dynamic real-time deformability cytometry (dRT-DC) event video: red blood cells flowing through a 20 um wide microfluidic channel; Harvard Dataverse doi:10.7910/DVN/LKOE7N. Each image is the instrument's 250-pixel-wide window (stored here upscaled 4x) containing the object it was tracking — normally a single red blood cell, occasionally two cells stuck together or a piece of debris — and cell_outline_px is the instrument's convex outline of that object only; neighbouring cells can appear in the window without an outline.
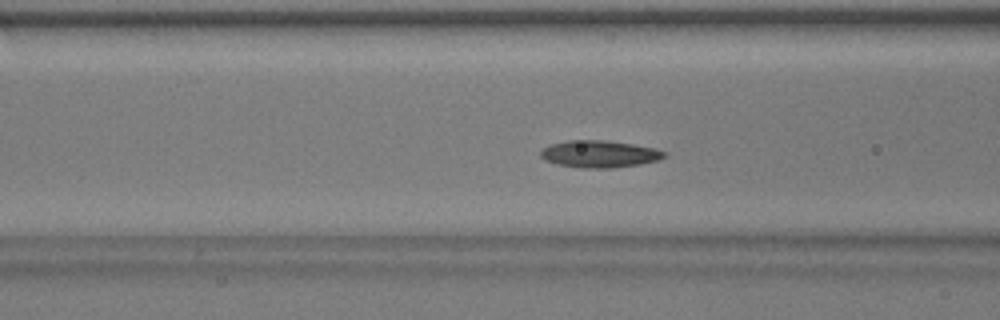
{"species": "common noctule bat (a hibernating species)", "species_latin": "Nyctalus noctula", "temperature_condition": "warm", "stored_images_in_passage": 29, "camera_frame_rate_fps": 3000, "um_per_image_px": 0.085, "animal": {"sex": "male", "body_mass_g": 17.9}, "frame": {"image": 1, "passage_image": 4, "time_ms": 1.0, "image_size_px": [1000, 320], "cell_outline_px": [[668, 156], [660, 160], [640, 164], [608, 168], [584, 168], [556, 164], [544, 160], [540, 156], [540, 152], [544, 148], [552, 144], [568, 140], [604, 140], [632, 144], [652, 148], [668, 152]], "centroid_in_image_um": [50.97, 13.09], "position_along_channel_um": 115.6, "area_um2": 19.48}}
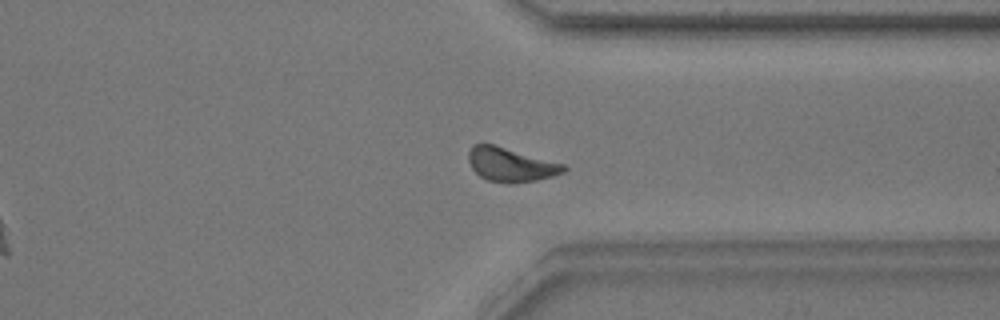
{"frame": {"image": 2, "passage_image": 24, "time_ms": 7.667, "image_size_px": [1000, 320], "cell_outline_px": [[568, 168], [564, 172], [552, 176], [536, 180], [512, 184], [508, 184], [488, 180], [480, 176], [472, 168], [468, 160], [468, 152], [472, 144], [492, 144], [564, 164]], "centroid_in_image_um": [43.39, 14.0], "position_along_channel_um": 368.0, "area_um2": 18.73}}
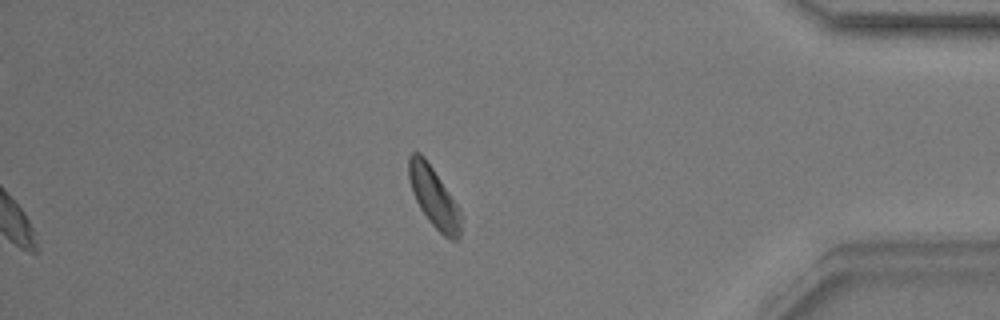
{"frame": {"image": 3, "passage_image": 29, "time_ms": 9.333, "image_size_px": [1000, 320], "cell_outline_px": [[460, 236], [456, 240], [452, 240], [444, 236], [428, 220], [420, 208], [412, 192], [408, 176], [408, 156], [412, 152], [420, 152], [424, 156], [460, 208]], "centroid_in_image_um": [36.86, 16.74], "position_along_channel_um": 398.3, "area_um2": 18.15}, "authors_computed_cell_mechanics": {"area_um2": 18.6116, "velocity_mm_per_s": 3.7909, "shape_relaxation_time_tau1_ms": 2.2012, "shape_relaxation_time_tau2_ms": null, "deformation_change_tau1": 0.067, "deformation_change_tau2": null}}